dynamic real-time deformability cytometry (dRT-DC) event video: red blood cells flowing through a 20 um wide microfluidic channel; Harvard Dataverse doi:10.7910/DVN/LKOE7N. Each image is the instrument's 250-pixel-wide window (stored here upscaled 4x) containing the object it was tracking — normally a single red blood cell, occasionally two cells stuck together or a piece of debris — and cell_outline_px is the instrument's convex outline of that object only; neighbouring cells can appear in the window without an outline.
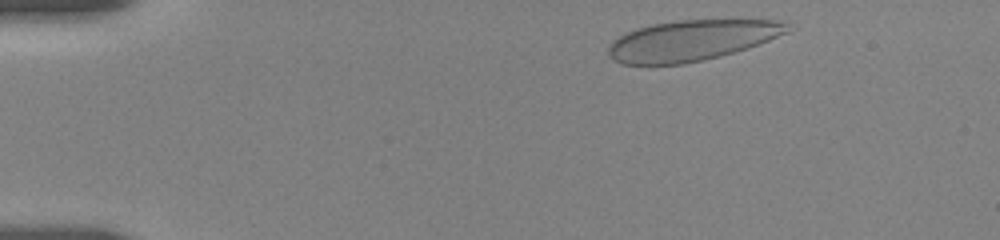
{"species": "human", "species_latin": "Homo sapiens", "temperature_condition": "room temperature", "stored_images_in_passage": 26, "camera_frame_rate_fps": 3000, "um_per_image_px": 0.085, "donor": {"sex": "female"}, "frame": {"image": 1, "passage_image": 3, "time_ms": 0.667, "image_size_px": [1000, 240], "cell_outline_px": [[796, 28], [788, 32], [748, 48], [720, 56], [684, 64], [620, 64], [612, 60], [608, 56], [608, 44], [612, 40], [636, 28], [652, 24], [680, 20], [788, 20]], "centroid_in_image_um": [58.83, 3.43], "position_along_channel_um": 26.2, "area_um2": 42.71}}
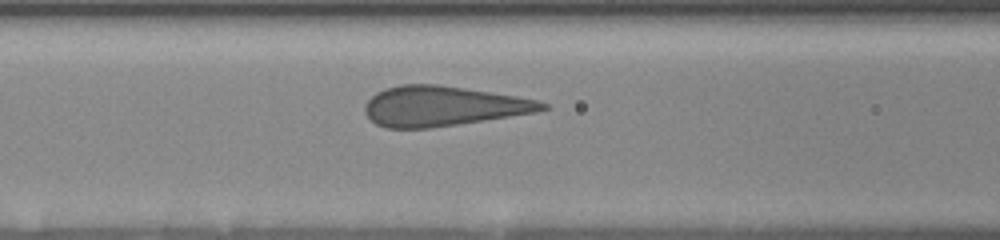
{"frame": {"image": 2, "passage_image": 16, "time_ms": 5.667, "image_size_px": [1000, 240], "cell_outline_px": [[548, 108], [536, 112], [432, 128], [384, 128], [376, 124], [364, 112], [364, 104], [376, 92], [384, 88], [400, 84], [440, 84], [516, 96], [536, 100], [548, 104]], "centroid_in_image_um": [37.59, 9.01], "position_along_channel_um": 129.0, "area_um2": 41.27}}
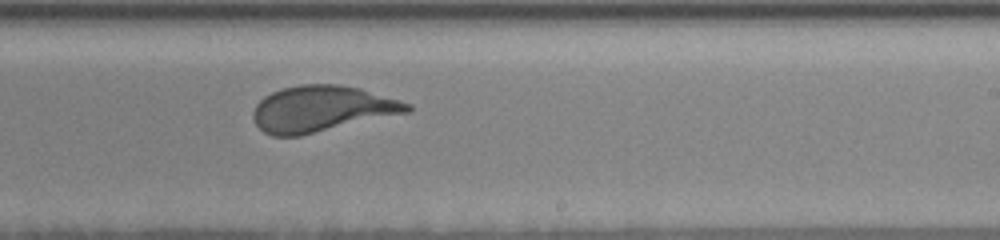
{"frame": {"image": 3, "passage_image": 26, "time_ms": 9.333, "image_size_px": [1000, 240], "cell_outline_px": [[412, 112], [300, 136], [272, 136], [264, 132], [256, 124], [252, 116], [252, 112], [256, 104], [264, 96], [272, 92], [284, 88], [300, 84], [336, 84], [360, 88], [400, 100], [412, 104]], "centroid_in_image_um": [27.38, 9.26], "position_along_channel_um": 261.6, "area_um2": 41.62}}